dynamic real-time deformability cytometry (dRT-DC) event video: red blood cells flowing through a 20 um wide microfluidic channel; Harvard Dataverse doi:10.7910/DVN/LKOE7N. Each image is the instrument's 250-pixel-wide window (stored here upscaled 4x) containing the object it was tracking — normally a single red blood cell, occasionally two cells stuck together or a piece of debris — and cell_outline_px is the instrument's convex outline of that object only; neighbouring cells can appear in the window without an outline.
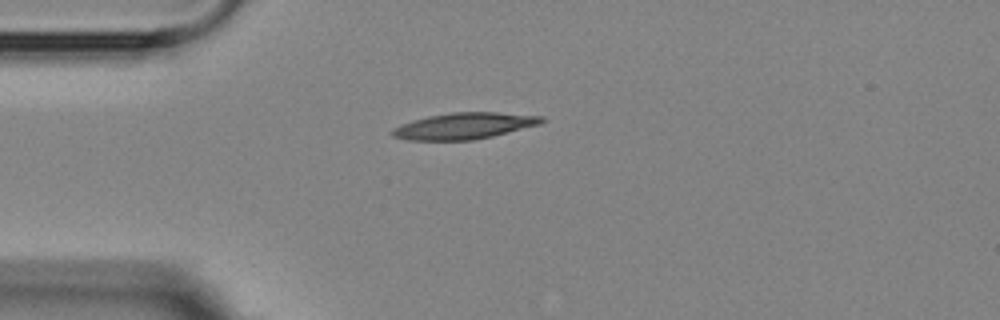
{"species": "Egyptian fruit bat (a non-hibernating species)", "species_latin": "Rousettus aegyptiacus", "temperature_condition": "room temperature", "stored_images_in_passage": 3, "camera_frame_rate_fps": 3000, "um_per_image_px": 0.085, "animal": {"sex": "female"}, "frame": {"image": 1, "passage_image": 1, "time_ms": 0.0, "image_size_px": [1000, 320], "cell_outline_px": [[544, 120], [540, 124], [492, 136], [472, 140], [408, 140], [392, 136], [388, 132], [392, 128], [400, 124], [428, 116], [452, 112], [496, 112], [544, 116]], "centroid_in_image_um": [39.41, 10.7], "position_along_channel_um": 45.6, "area_um2": 22.89}}
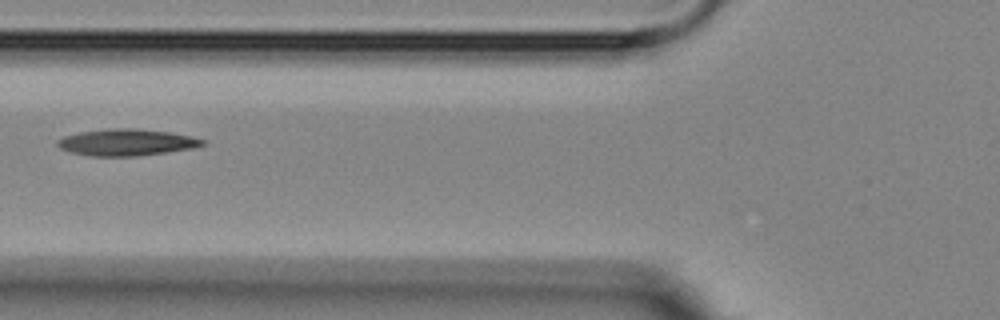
{"frame": {"image": 2, "passage_image": 3, "time_ms": 2.333, "image_size_px": [1000, 320], "cell_outline_px": [[204, 144], [192, 148], [136, 156], [92, 156], [72, 152], [60, 148], [56, 144], [56, 140], [64, 136], [80, 132], [108, 128], [132, 128], [168, 132], [192, 136], [204, 140]], "centroid_in_image_um": [10.71, 12.09], "position_along_channel_um": 115.1, "area_um2": 22.25}}